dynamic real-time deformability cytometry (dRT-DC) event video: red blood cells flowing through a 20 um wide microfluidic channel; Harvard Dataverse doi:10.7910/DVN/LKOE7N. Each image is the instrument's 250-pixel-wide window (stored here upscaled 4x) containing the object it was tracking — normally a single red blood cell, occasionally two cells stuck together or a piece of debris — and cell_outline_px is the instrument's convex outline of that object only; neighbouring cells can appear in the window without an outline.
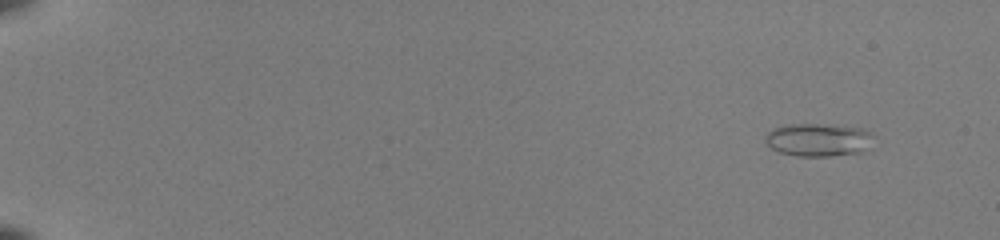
{"species": "common noctule bat (a hibernating species)", "species_latin": "Nyctalus noctula", "temperature_condition": "room temperature", "stored_images_in_passage": 55, "camera_frame_rate_fps": 3000, "um_per_image_px": 0.085, "animal": {"sex": "female", "body_mass_g": 22.0, "forearm_length_mm": 56.7}, "frame": {"image": 1, "passage_image": 5, "time_ms": 1.333, "image_size_px": [1000, 240], "cell_outline_px": [[872, 148], [864, 152], [828, 156], [796, 156], [780, 152], [772, 148], [764, 140], [764, 136], [772, 128], [784, 124], [824, 124], [864, 128], [872, 132]], "centroid_in_image_um": [69.6, 11.88], "position_along_channel_um": 15.4, "area_um2": 21.27}}
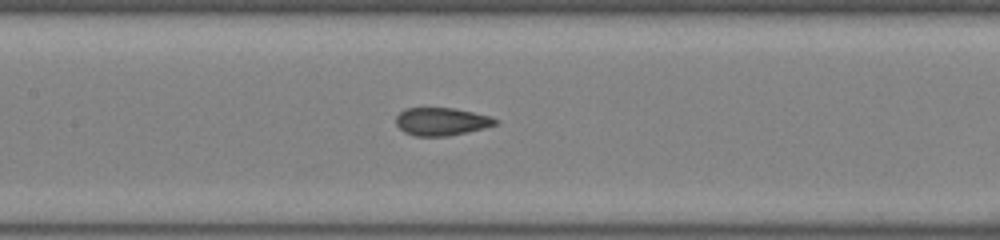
{"frame": {"image": 2, "passage_image": 29, "time_ms": 9.333, "image_size_px": [1000, 240], "cell_outline_px": [[500, 120], [496, 124], [484, 128], [468, 132], [448, 136], [416, 136], [404, 132], [396, 124], [396, 116], [404, 108], [452, 108], [472, 112], [488, 116]], "centroid_in_image_um": [37.51, 10.33], "position_along_channel_um": 169.9, "area_um2": 16.07}}
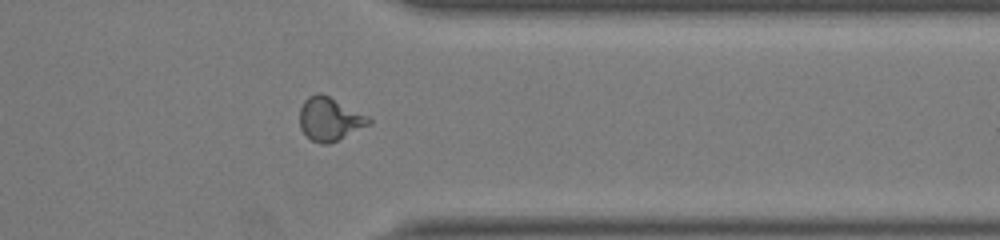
{"frame": {"image": 3, "passage_image": 45, "time_ms": 14.667, "image_size_px": [1000, 240], "cell_outline_px": [[372, 124], [328, 144], [320, 144], [312, 140], [300, 128], [300, 108], [304, 100], [308, 96], [316, 92], [320, 92], [368, 116], [372, 120]], "centroid_in_image_um": [28.02, 10.11], "position_along_channel_um": 383.4, "area_um2": 17.34}, "authors_computed_cell_mechanics": {"area_um2": 17.5134, "velocity_mm_per_s": 4.0197, "shape_relaxation_time_tau1_ms": 9.9077, "shape_relaxation_time_tau2_ms": null, "deformation_change_tau1": 0.2015, "deformation_change_tau2": null}}